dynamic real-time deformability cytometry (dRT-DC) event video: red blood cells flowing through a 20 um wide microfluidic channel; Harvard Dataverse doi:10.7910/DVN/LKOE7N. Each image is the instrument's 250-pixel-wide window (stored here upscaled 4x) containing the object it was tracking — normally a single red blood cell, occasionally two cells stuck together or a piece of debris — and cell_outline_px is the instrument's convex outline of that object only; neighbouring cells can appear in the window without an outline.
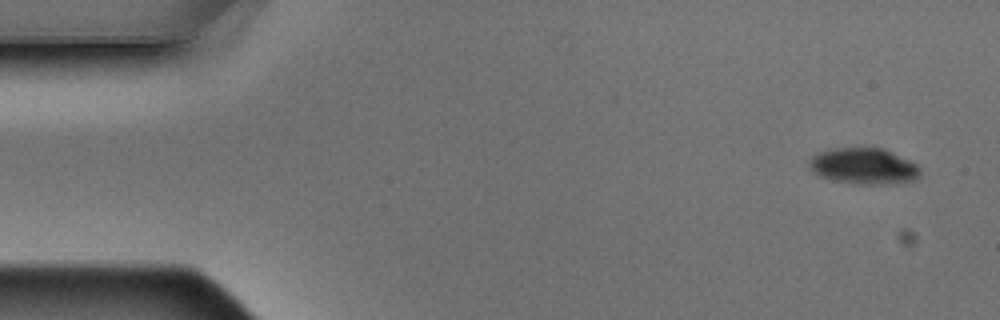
{"species": "Egyptian fruit bat (a non-hibernating species)", "species_latin": "Rousettus aegyptiacus", "temperature_condition": "warm", "stored_images_in_passage": 5, "camera_frame_rate_fps": 3000, "um_per_image_px": 0.085, "animal": {"sex": "male"}, "frame": {"image": 1, "passage_image": 1, "time_ms": 0.0, "image_size_px": [1000, 320], "cell_outline_px": [[920, 176], [916, 180], [896, 184], [852, 184], [832, 180], [820, 176], [812, 172], [808, 168], [808, 160], [816, 152], [828, 148], [884, 148], [916, 164], [920, 168]], "centroid_in_image_um": [73.38, 14.13], "position_along_channel_um": 11.6, "area_um2": 23.87}}